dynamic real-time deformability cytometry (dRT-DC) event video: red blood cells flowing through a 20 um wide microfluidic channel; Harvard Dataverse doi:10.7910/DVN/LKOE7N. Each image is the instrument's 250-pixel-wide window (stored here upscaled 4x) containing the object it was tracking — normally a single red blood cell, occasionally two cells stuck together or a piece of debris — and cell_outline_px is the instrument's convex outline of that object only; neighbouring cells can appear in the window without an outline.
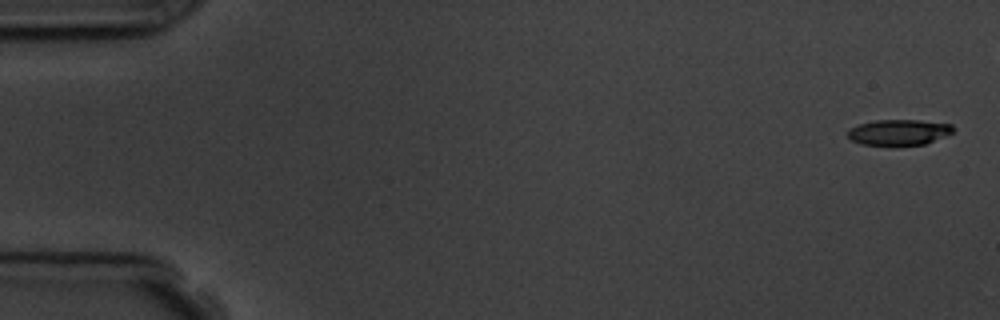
{"species": "common noctule bat (a hibernating species)", "species_latin": "Nyctalus noctula", "temperature_condition": "room temperature", "stored_images_in_passage": 6, "camera_frame_rate_fps": 3000, "um_per_image_px": 0.085, "animal": {"sex": "male", "body_mass_g": 19.5, "forearm_length_mm": 54.6}, "frame": {"image": 1, "passage_image": 1, "time_ms": 0.0, "image_size_px": [1000, 320], "cell_outline_px": [[952, 132], [948, 136], [924, 144], [892, 148], [860, 144], [852, 140], [848, 136], [848, 128], [860, 124], [876, 120], [920, 120], [952, 124]], "centroid_in_image_um": [76.38, 11.29], "position_along_channel_um": 8.6, "area_um2": 16.47}}